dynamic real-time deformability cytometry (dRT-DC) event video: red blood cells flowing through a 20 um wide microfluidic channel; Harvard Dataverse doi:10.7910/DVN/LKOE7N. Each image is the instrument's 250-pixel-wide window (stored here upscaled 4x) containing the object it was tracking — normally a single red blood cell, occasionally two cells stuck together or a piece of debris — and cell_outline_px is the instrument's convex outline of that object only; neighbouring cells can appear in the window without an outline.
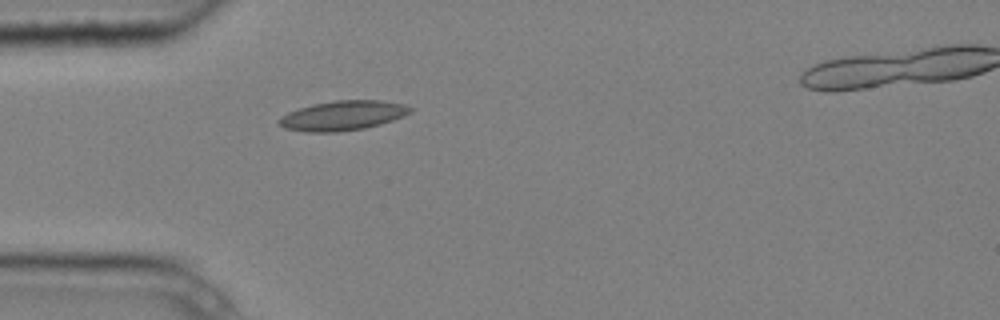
{"species": "common noctule bat (a hibernating species)", "species_latin": "Nyctalus noctula", "temperature_condition": "cold", "stored_images_in_passage": 4, "camera_frame_rate_fps": 3000, "um_per_image_px": 0.085, "animal": {"sex": "male", "body_mass_g": 20.4}, "frame": {"image": 1, "passage_image": 3, "time_ms": 0.667, "image_size_px": [1000, 320], "cell_outline_px": [[412, 112], [404, 116], [380, 124], [364, 128], [336, 132], [308, 132], [284, 128], [276, 124], [276, 120], [280, 116], [288, 112], [312, 104], [336, 100], [380, 100], [404, 104], [412, 108]], "centroid_in_image_um": [29.1, 9.82], "position_along_channel_um": 55.9, "area_um2": 22.77}}